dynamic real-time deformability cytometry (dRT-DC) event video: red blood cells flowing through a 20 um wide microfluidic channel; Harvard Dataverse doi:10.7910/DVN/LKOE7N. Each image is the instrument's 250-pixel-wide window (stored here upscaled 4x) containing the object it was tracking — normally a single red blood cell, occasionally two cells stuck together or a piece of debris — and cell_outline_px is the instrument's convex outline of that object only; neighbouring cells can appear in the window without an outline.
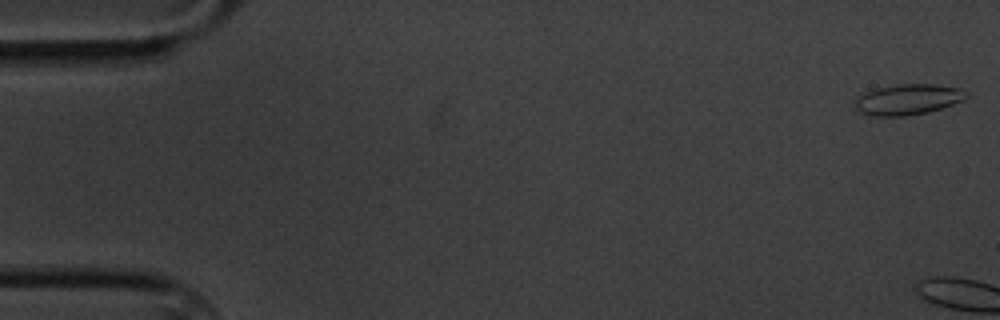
{"species": "common noctule bat (a hibernating species)", "species_latin": "Nyctalus noctula", "temperature_condition": "cold", "stored_images_in_passage": 7, "camera_frame_rate_fps": 3000, "um_per_image_px": 0.085, "animal": {"sex": "male", "body_mass_g": 20.1, "forearm_length_mm": 53.5}, "frame": {"image": 1, "passage_image": 1, "time_ms": 0.0, "image_size_px": [1000, 320], "cell_outline_px": [[968, 96], [964, 100], [928, 112], [904, 116], [868, 116], [860, 112], [856, 108], [852, 100], [856, 96], [876, 88], [900, 84], [936, 84], [960, 88], [968, 92]], "centroid_in_image_um": [77.14, 8.45], "position_along_channel_um": 7.9, "area_um2": 20.11}}
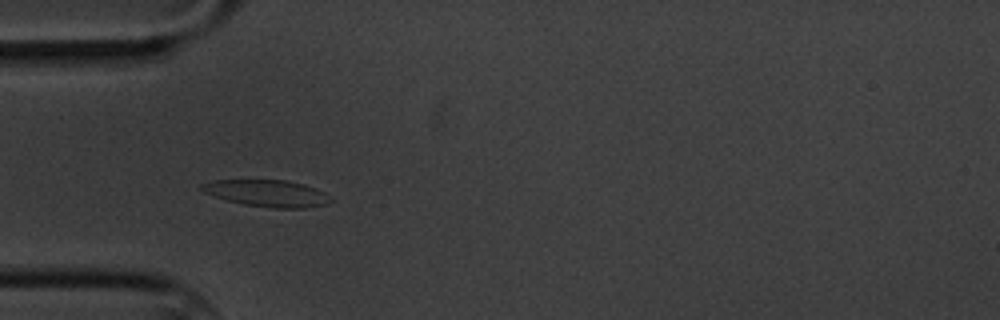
{"frame": {"image": 2, "passage_image": 6, "time_ms": 6.667, "image_size_px": [1000, 320], "cell_outline_px": [[332, 200], [324, 204], [304, 208], [276, 208], [244, 204], [228, 200], [204, 192], [200, 188], [200, 184], [216, 180], [284, 180], [304, 184], [316, 188], [324, 192]], "centroid_in_image_um": [22.71, 16.42], "position_along_channel_um": 62.3, "area_um2": 19.77}}